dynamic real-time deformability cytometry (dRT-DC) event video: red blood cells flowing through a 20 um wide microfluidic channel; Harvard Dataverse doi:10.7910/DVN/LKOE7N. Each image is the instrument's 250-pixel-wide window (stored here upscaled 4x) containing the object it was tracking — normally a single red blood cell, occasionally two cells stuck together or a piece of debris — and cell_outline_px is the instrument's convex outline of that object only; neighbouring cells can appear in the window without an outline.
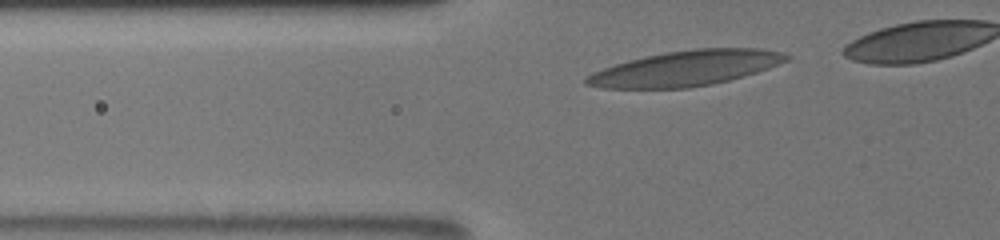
{"species": "human", "species_latin": "Homo sapiens", "temperature_condition": "room temperature", "stored_images_in_passage": 62, "camera_frame_rate_fps": 3000, "um_per_image_px": 0.085, "donor": {"sex": "male"}, "frame": {"image": 1, "passage_image": 2, "time_ms": 0.333, "image_size_px": [1000, 240], "cell_outline_px": [[788, 60], [768, 68], [756, 72], [728, 80], [712, 84], [688, 88], [604, 88], [584, 84], [584, 80], [592, 72], [616, 64], [648, 56], [668, 52], [696, 48], [756, 48], [780, 52], [788, 56]], "centroid_in_image_um": [58.27, 5.81], "position_along_channel_um": 67.5, "area_um2": 40.34}}
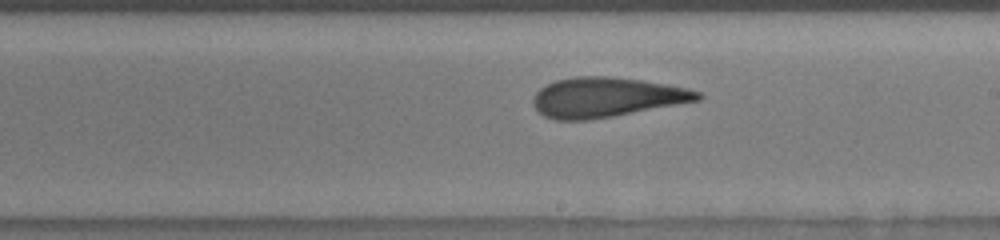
{"frame": {"image": 2, "passage_image": 30, "time_ms": 5.0, "image_size_px": [1000, 240], "cell_outline_px": [[704, 96], [700, 100], [612, 116], [588, 120], [556, 120], [544, 116], [532, 104], [532, 100], [536, 92], [540, 88], [556, 80], [576, 76], [608, 76], [640, 80], [688, 88], [700, 92]], "centroid_in_image_um": [51.52, 8.27], "position_along_channel_um": 237.5, "area_um2": 37.86}}
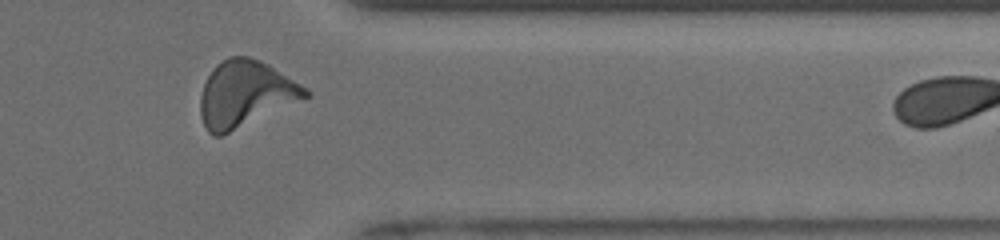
{"frame": {"image": 3, "passage_image": 54, "time_ms": 9.0, "image_size_px": [1000, 240], "cell_outline_px": [[308, 96], [220, 136], [212, 136], [208, 132], [200, 116], [200, 96], [204, 84], [212, 68], [216, 64], [228, 56], [248, 56], [260, 60], [268, 64], [304, 88], [308, 92]], "centroid_in_image_um": [20.76, 7.96], "position_along_channel_um": 390.6, "area_um2": 39.48}}